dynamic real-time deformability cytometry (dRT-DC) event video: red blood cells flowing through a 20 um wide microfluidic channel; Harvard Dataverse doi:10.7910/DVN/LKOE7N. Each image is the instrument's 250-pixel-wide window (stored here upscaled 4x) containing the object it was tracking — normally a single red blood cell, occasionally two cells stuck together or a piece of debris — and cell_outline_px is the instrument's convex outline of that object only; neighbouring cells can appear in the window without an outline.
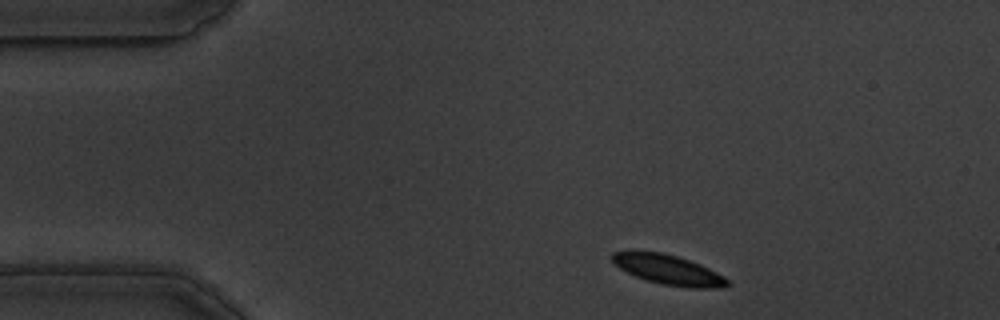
{"species": "common noctule bat (a hibernating species)", "species_latin": "Nyctalus noctula", "temperature_condition": "warm", "stored_images_in_passage": 50, "camera_frame_rate_fps": 3000, "um_per_image_px": 0.085, "animal": {"sex": "male", "body_mass_g": 19.5, "forearm_length_mm": 54.6}, "frame": {"image": 1, "passage_image": 1, "time_ms": 0.0, "image_size_px": [1000, 320], "cell_outline_px": [[732, 284], [720, 288], [688, 288], [664, 284], [648, 280], [636, 276], [620, 268], [612, 260], [612, 252], [664, 252], [700, 264], [724, 276]], "centroid_in_image_um": [56.88, 22.94], "position_along_channel_um": 28.1, "area_um2": 19.59}}
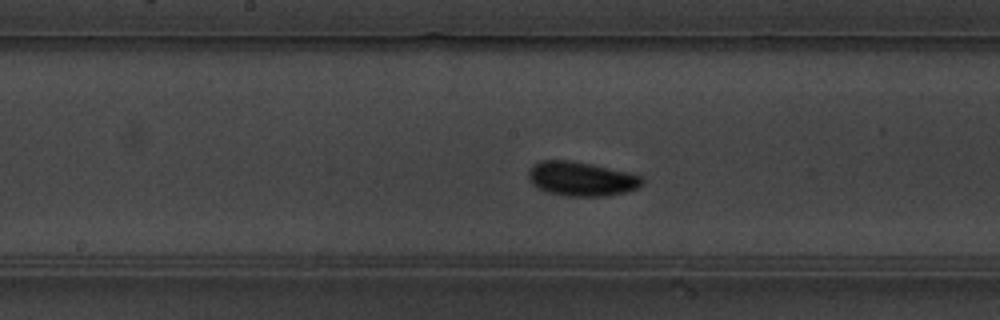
{"frame": {"image": 2, "passage_image": 21, "time_ms": 6.667, "image_size_px": [1000, 320], "cell_outline_px": [[644, 184], [636, 188], [624, 192], [608, 196], [564, 196], [548, 192], [536, 188], [528, 180], [528, 172], [532, 164], [540, 160], [572, 160], [592, 164], [628, 172], [644, 176]], "centroid_in_image_um": [49.4, 15.19], "position_along_channel_um": 198.8, "area_um2": 23.06}}
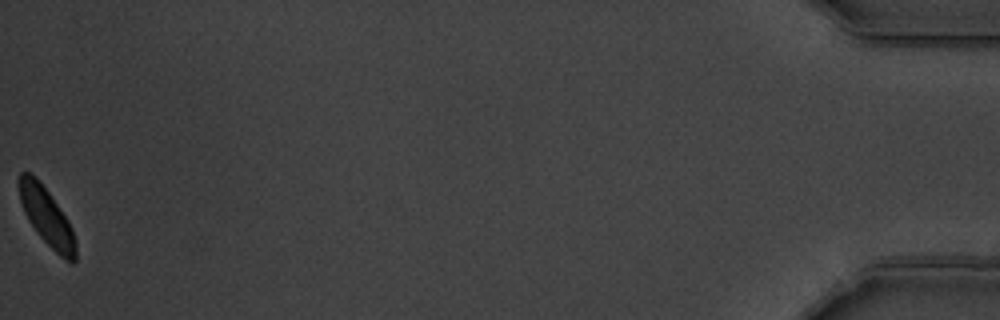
{"frame": {"image": 3, "passage_image": 50, "time_ms": 16.333, "image_size_px": [1000, 320], "cell_outline_px": [[76, 260], [72, 264], [60, 256], [36, 232], [28, 220], [24, 212], [20, 200], [20, 172], [28, 172], [36, 176], [48, 192], [68, 220], [72, 228], [76, 240]], "centroid_in_image_um": [4.0, 18.46], "position_along_channel_um": 431.2, "area_um2": 18.73}}